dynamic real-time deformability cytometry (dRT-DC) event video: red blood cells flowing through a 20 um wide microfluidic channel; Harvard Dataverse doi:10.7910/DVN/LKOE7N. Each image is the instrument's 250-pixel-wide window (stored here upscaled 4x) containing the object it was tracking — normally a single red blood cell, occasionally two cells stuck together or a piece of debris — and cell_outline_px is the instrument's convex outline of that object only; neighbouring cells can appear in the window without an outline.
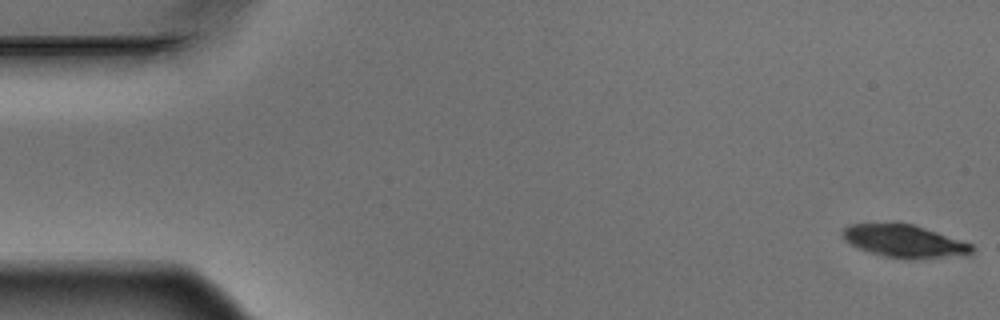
{"species": "Egyptian fruit bat (a non-hibernating species)", "species_latin": "Rousettus aegyptiacus", "temperature_condition": "warm", "stored_images_in_passage": 5, "camera_frame_rate_fps": 3000, "um_per_image_px": 0.085, "animal": {"sex": "male"}, "frame": {"image": 1, "passage_image": 1, "time_ms": 0.0, "image_size_px": [1000, 320], "cell_outline_px": [[972, 252], [916, 260], [888, 256], [872, 252], [860, 248], [844, 240], [840, 232], [848, 224], [888, 220], [896, 220], [912, 224], [972, 244]], "centroid_in_image_um": [76.73, 20.42], "position_along_channel_um": 8.3, "area_um2": 24.68}}